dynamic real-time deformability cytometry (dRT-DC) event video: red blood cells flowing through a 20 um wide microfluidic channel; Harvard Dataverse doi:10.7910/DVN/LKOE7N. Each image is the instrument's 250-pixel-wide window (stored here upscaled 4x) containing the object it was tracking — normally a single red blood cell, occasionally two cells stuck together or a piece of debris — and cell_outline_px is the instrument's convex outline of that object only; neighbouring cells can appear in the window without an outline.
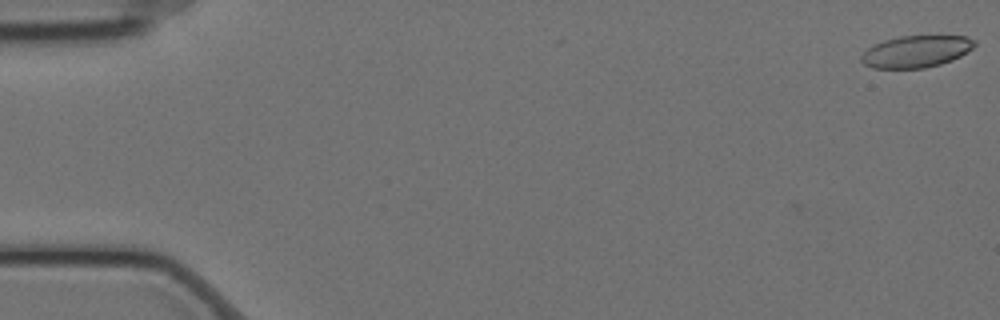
{"species": "Egyptian fruit bat (a non-hibernating species)", "species_latin": "Rousettus aegyptiacus", "temperature_condition": "cold", "stored_images_in_passage": 4, "camera_frame_rate_fps": 3000, "um_per_image_px": 0.085, "animal": {"sex": "female"}, "frame": {"image": 1, "passage_image": 1, "time_ms": 0.0, "image_size_px": [1000, 320], "cell_outline_px": [[976, 44], [968, 52], [952, 60], [940, 64], [924, 68], [872, 68], [864, 64], [860, 60], [860, 56], [872, 44], [884, 40], [900, 36], [968, 36], [976, 40]], "centroid_in_image_um": [77.87, 4.37], "position_along_channel_um": 7.1, "area_um2": 21.15}}